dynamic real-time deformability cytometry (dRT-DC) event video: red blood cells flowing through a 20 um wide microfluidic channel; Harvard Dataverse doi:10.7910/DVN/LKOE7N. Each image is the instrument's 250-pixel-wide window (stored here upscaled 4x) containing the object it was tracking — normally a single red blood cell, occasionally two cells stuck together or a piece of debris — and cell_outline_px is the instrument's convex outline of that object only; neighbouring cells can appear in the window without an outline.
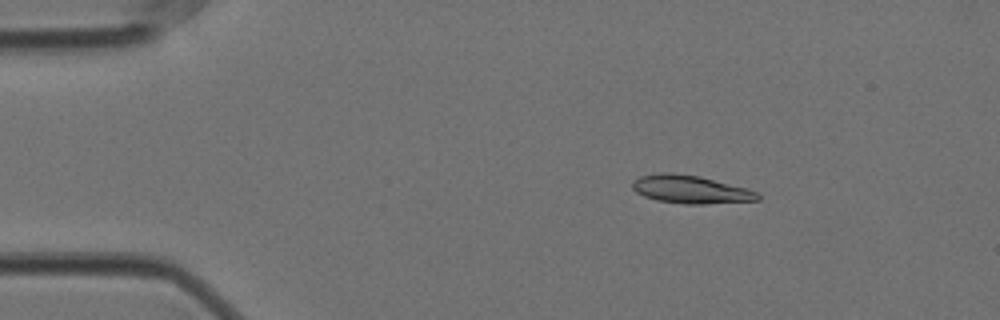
{"species": "Egyptian fruit bat (a non-hibernating species)", "species_latin": "Rousettus aegyptiacus", "temperature_condition": "cold", "stored_images_in_passage": 57, "camera_frame_rate_fps": 3000, "um_per_image_px": 0.085, "animal": {"sex": "female"}, "frame": {"image": 1, "passage_image": 9, "time_ms": 2.667, "image_size_px": [1000, 320], "cell_outline_px": [[760, 200], [704, 204], [684, 204], [656, 200], [644, 196], [636, 192], [632, 188], [632, 180], [640, 176], [660, 172], [672, 172], [700, 176], [748, 188], [760, 192]], "centroid_in_image_um": [58.71, 16.09], "position_along_channel_um": 26.3, "area_um2": 20.81}}
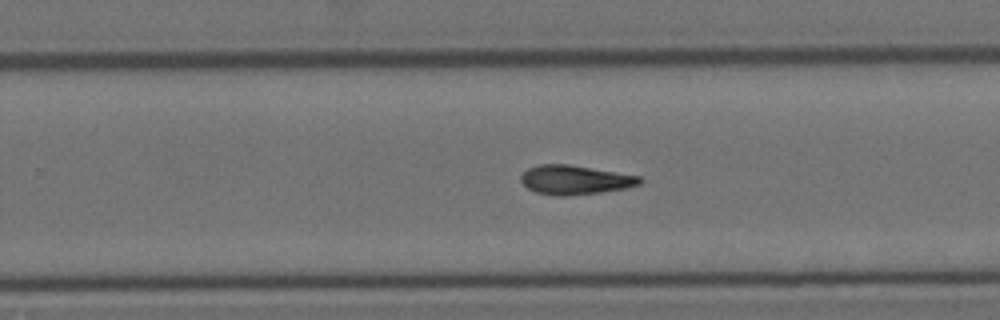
{"frame": {"image": 2, "passage_image": 36, "time_ms": 11.667, "image_size_px": [1000, 320], "cell_outline_px": [[644, 180], [640, 184], [624, 188], [600, 192], [564, 196], [556, 196], [536, 192], [528, 188], [520, 180], [520, 176], [528, 168], [540, 164], [568, 164], [640, 176]], "centroid_in_image_um": [48.86, 15.28], "position_along_channel_um": 280.9, "area_um2": 20.06}}
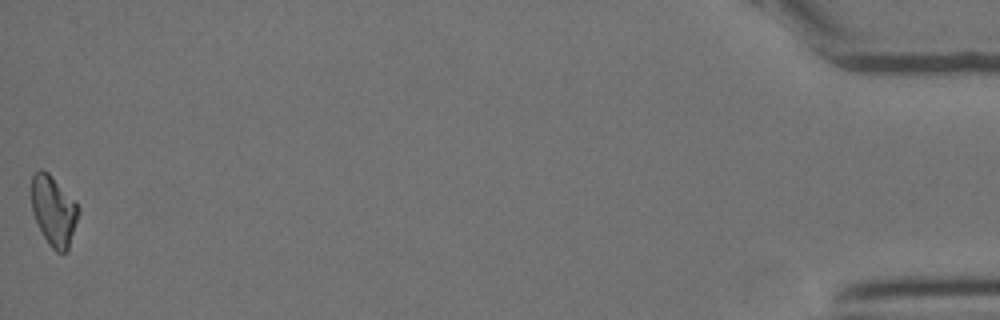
{"frame": {"image": 3, "passage_image": 57, "time_ms": 18.667, "image_size_px": [1000, 320], "cell_outline_px": [[80, 212], [68, 248], [64, 252], [56, 252], [48, 244], [32, 212], [32, 176], [40, 168], [48, 172], [80, 208]], "centroid_in_image_um": [4.56, 17.92], "position_along_channel_um": 430.6, "area_um2": 18.73}, "authors_computed_cell_mechanics": {"area_um2": 19.8832, "velocity_mm_per_s": 3.5348, "shape_relaxation_time_tau1_ms": 9.7199, "shape_relaxation_time_tau2_ms": null, "deformation_change_tau1": 0.204, "deformation_change_tau2": null}}